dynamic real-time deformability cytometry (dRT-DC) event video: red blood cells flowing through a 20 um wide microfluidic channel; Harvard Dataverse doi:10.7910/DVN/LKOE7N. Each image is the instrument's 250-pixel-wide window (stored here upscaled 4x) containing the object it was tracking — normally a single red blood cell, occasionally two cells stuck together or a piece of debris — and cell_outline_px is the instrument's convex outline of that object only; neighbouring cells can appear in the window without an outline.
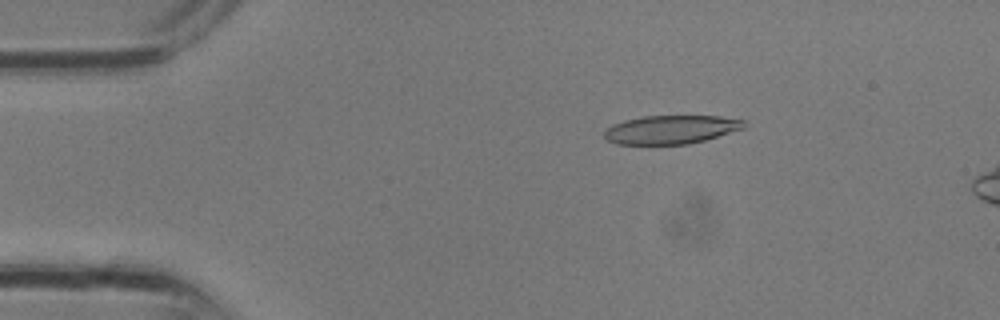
{"species": "common noctule bat (a hibernating species)", "species_latin": "Nyctalus noctula", "temperature_condition": "room temperature", "stored_images_in_passage": 29, "camera_frame_rate_fps": 3000, "um_per_image_px": 0.085, "animal": {"sex": "male", "body_mass_g": 13.3}, "frame": {"image": 1, "passage_image": 3, "time_ms": 0.667, "image_size_px": [1000, 320], "cell_outline_px": [[748, 120], [744, 128], [704, 140], [688, 144], [616, 144], [608, 140], [604, 136], [604, 128], [612, 124], [624, 120], [644, 116], [720, 116]], "centroid_in_image_um": [57.03, 11.0], "position_along_channel_um": 28.0, "area_um2": 23.35}}
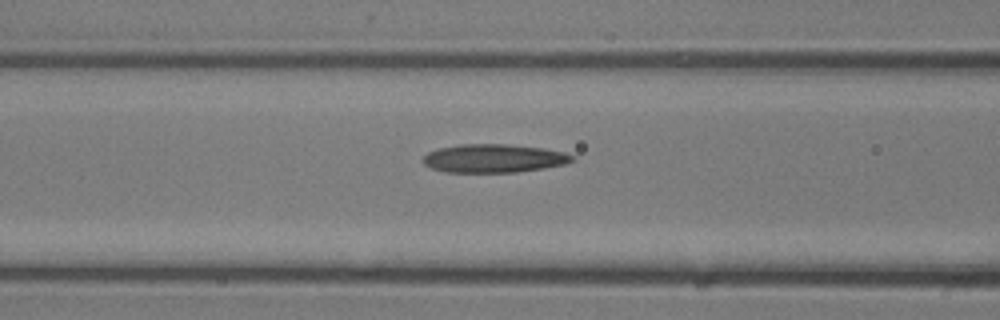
{"frame": {"image": 2, "passage_image": 10, "time_ms": 3.0, "image_size_px": [1000, 320], "cell_outline_px": [[576, 160], [564, 164], [544, 168], [516, 172], [444, 172], [432, 168], [424, 164], [420, 160], [428, 152], [440, 148], [460, 144], [504, 144], [544, 148], [564, 152], [576, 156]], "centroid_in_image_um": [41.98, 13.46], "position_along_channel_um": 124.6, "area_um2": 24.8}}
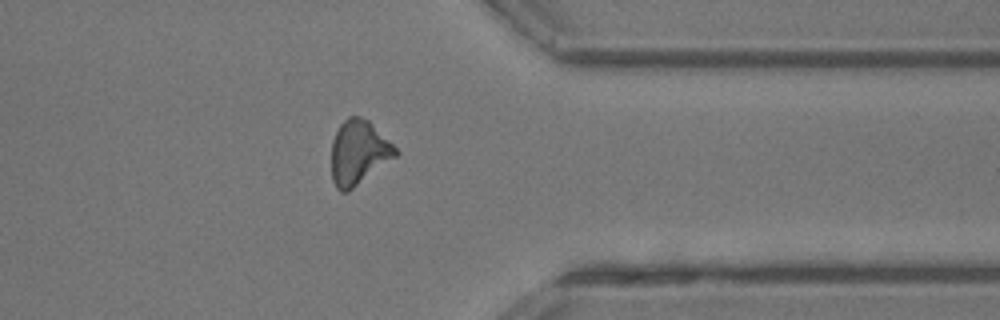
{"frame": {"image": 3, "passage_image": 22, "time_ms": 7.0, "image_size_px": [1000, 320], "cell_outline_px": [[400, 152], [396, 156], [348, 192], [340, 192], [336, 188], [332, 180], [332, 140], [340, 124], [348, 116], [360, 116], [368, 120]], "centroid_in_image_um": [30.46, 12.97], "position_along_channel_um": 380.9, "area_um2": 23.81}}